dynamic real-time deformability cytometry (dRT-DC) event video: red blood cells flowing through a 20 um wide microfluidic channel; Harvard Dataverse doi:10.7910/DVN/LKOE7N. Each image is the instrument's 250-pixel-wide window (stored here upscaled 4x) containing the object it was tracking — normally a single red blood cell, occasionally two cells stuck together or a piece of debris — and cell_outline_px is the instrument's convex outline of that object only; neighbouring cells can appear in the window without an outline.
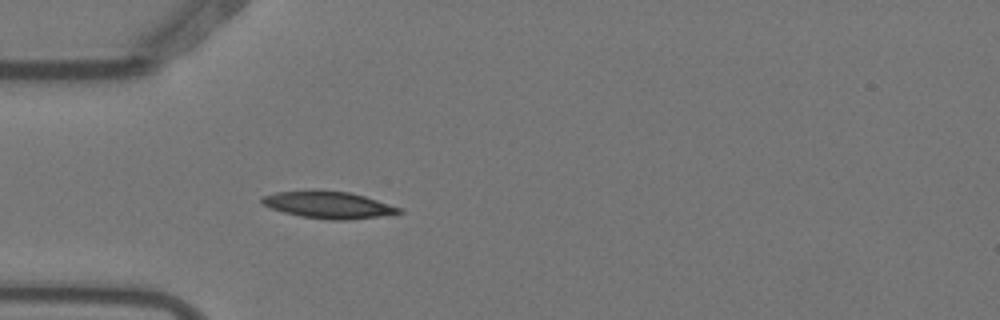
{"species": "Egyptian fruit bat (a non-hibernating species)", "species_latin": "Rousettus aegyptiacus", "temperature_condition": "warm", "stored_images_in_passage": 4, "camera_frame_rate_fps": 3000, "um_per_image_px": 0.085, "animal": {"sex": "female"}, "frame": {"image": 1, "passage_image": 4, "time_ms": 1.0, "image_size_px": [1000, 320], "cell_outline_px": [[404, 212], [348, 220], [332, 220], [300, 216], [284, 212], [260, 204], [260, 196], [276, 192], [308, 188], [320, 188], [348, 192], [364, 196], [400, 208]], "centroid_in_image_um": [27.79, 17.37], "position_along_channel_um": 57.2, "area_um2": 21.91}}